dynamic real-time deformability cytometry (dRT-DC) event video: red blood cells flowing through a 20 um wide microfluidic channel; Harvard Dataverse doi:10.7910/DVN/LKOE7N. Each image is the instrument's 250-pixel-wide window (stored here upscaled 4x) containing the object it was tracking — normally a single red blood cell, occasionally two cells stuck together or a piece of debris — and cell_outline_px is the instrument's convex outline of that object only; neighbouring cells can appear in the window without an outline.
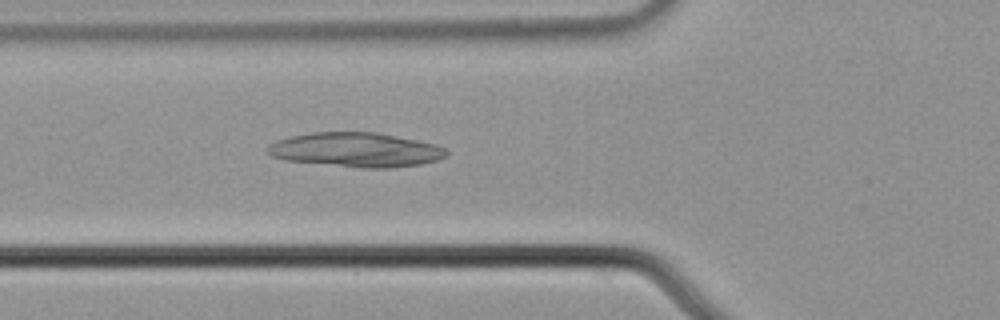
{"species": "common noctule bat (a hibernating species)", "species_latin": "Nyctalus noctula", "temperature_condition": "cold", "stored_images_in_passage": 4, "camera_frame_rate_fps": 3000, "um_per_image_px": 0.085, "animal": {"sex": "male", "body_mass_g": 21.5, "forearm_length_mm": 52.0}, "frame": {"image": 1, "passage_image": 4, "time_ms": 1.0, "image_size_px": [1000, 320], "cell_outline_px": [[448, 156], [436, 160], [420, 164], [392, 168], [360, 168], [284, 160], [272, 156], [268, 152], [268, 144], [276, 140], [292, 136], [312, 132], [376, 132], [436, 144], [444, 148], [448, 152]], "centroid_in_image_um": [30.25, 12.74], "position_along_channel_um": 95.5, "area_um2": 35.89}}